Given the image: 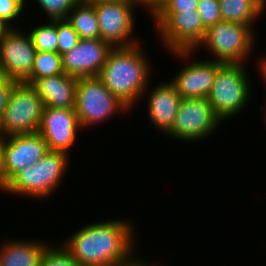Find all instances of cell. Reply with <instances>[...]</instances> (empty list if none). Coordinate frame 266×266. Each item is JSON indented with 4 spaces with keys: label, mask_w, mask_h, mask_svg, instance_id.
Returning <instances> with one entry per match:
<instances>
[{
    "label": "cell",
    "mask_w": 266,
    "mask_h": 266,
    "mask_svg": "<svg viewBox=\"0 0 266 266\" xmlns=\"http://www.w3.org/2000/svg\"><path fill=\"white\" fill-rule=\"evenodd\" d=\"M30 85L40 96L45 107L75 108L77 78L62 73L36 79Z\"/></svg>",
    "instance_id": "cell-17"
},
{
    "label": "cell",
    "mask_w": 266,
    "mask_h": 266,
    "mask_svg": "<svg viewBox=\"0 0 266 266\" xmlns=\"http://www.w3.org/2000/svg\"><path fill=\"white\" fill-rule=\"evenodd\" d=\"M113 47L98 39H80L69 52L62 55L64 73L75 78L97 77Z\"/></svg>",
    "instance_id": "cell-14"
},
{
    "label": "cell",
    "mask_w": 266,
    "mask_h": 266,
    "mask_svg": "<svg viewBox=\"0 0 266 266\" xmlns=\"http://www.w3.org/2000/svg\"><path fill=\"white\" fill-rule=\"evenodd\" d=\"M159 82L156 87L146 89L143 94L147 95V114L156 129L163 131L167 135L171 129L175 116L181 104V96L177 92L176 86L169 80ZM150 90V92H149ZM147 93V94H146ZM149 93V94H148Z\"/></svg>",
    "instance_id": "cell-16"
},
{
    "label": "cell",
    "mask_w": 266,
    "mask_h": 266,
    "mask_svg": "<svg viewBox=\"0 0 266 266\" xmlns=\"http://www.w3.org/2000/svg\"><path fill=\"white\" fill-rule=\"evenodd\" d=\"M79 0H36L40 9L46 12L47 19H66L68 13L73 9Z\"/></svg>",
    "instance_id": "cell-24"
},
{
    "label": "cell",
    "mask_w": 266,
    "mask_h": 266,
    "mask_svg": "<svg viewBox=\"0 0 266 266\" xmlns=\"http://www.w3.org/2000/svg\"><path fill=\"white\" fill-rule=\"evenodd\" d=\"M56 31L60 55L71 51L80 40L78 33L66 19L56 20Z\"/></svg>",
    "instance_id": "cell-23"
},
{
    "label": "cell",
    "mask_w": 266,
    "mask_h": 266,
    "mask_svg": "<svg viewBox=\"0 0 266 266\" xmlns=\"http://www.w3.org/2000/svg\"><path fill=\"white\" fill-rule=\"evenodd\" d=\"M199 0H162L151 11H197Z\"/></svg>",
    "instance_id": "cell-28"
},
{
    "label": "cell",
    "mask_w": 266,
    "mask_h": 266,
    "mask_svg": "<svg viewBox=\"0 0 266 266\" xmlns=\"http://www.w3.org/2000/svg\"><path fill=\"white\" fill-rule=\"evenodd\" d=\"M126 220L89 223L60 244L82 266H134L141 259L133 255L136 227Z\"/></svg>",
    "instance_id": "cell-1"
},
{
    "label": "cell",
    "mask_w": 266,
    "mask_h": 266,
    "mask_svg": "<svg viewBox=\"0 0 266 266\" xmlns=\"http://www.w3.org/2000/svg\"><path fill=\"white\" fill-rule=\"evenodd\" d=\"M176 59L189 60L174 74L171 82L176 86L182 99L207 98L214 84L218 68L223 64L211 59L195 60V51H171ZM193 54V55H192ZM193 57L194 59H189ZM191 60V61H190ZM186 64V65H185Z\"/></svg>",
    "instance_id": "cell-11"
},
{
    "label": "cell",
    "mask_w": 266,
    "mask_h": 266,
    "mask_svg": "<svg viewBox=\"0 0 266 266\" xmlns=\"http://www.w3.org/2000/svg\"><path fill=\"white\" fill-rule=\"evenodd\" d=\"M18 81L0 75V116H3L10 95Z\"/></svg>",
    "instance_id": "cell-29"
},
{
    "label": "cell",
    "mask_w": 266,
    "mask_h": 266,
    "mask_svg": "<svg viewBox=\"0 0 266 266\" xmlns=\"http://www.w3.org/2000/svg\"><path fill=\"white\" fill-rule=\"evenodd\" d=\"M221 123L207 98L182 99L167 136L196 143L214 134Z\"/></svg>",
    "instance_id": "cell-9"
},
{
    "label": "cell",
    "mask_w": 266,
    "mask_h": 266,
    "mask_svg": "<svg viewBox=\"0 0 266 266\" xmlns=\"http://www.w3.org/2000/svg\"><path fill=\"white\" fill-rule=\"evenodd\" d=\"M13 27L0 43V75L25 82L31 73L37 53L31 37Z\"/></svg>",
    "instance_id": "cell-12"
},
{
    "label": "cell",
    "mask_w": 266,
    "mask_h": 266,
    "mask_svg": "<svg viewBox=\"0 0 266 266\" xmlns=\"http://www.w3.org/2000/svg\"><path fill=\"white\" fill-rule=\"evenodd\" d=\"M0 266H40L46 249L51 245L37 239L1 241Z\"/></svg>",
    "instance_id": "cell-18"
},
{
    "label": "cell",
    "mask_w": 266,
    "mask_h": 266,
    "mask_svg": "<svg viewBox=\"0 0 266 266\" xmlns=\"http://www.w3.org/2000/svg\"><path fill=\"white\" fill-rule=\"evenodd\" d=\"M143 258H141L134 266H158L157 264H153V263H149L146 260H142ZM151 264V265H150ZM160 266V265H159Z\"/></svg>",
    "instance_id": "cell-35"
},
{
    "label": "cell",
    "mask_w": 266,
    "mask_h": 266,
    "mask_svg": "<svg viewBox=\"0 0 266 266\" xmlns=\"http://www.w3.org/2000/svg\"><path fill=\"white\" fill-rule=\"evenodd\" d=\"M219 3L223 21L248 26H254L266 9V0H219Z\"/></svg>",
    "instance_id": "cell-19"
},
{
    "label": "cell",
    "mask_w": 266,
    "mask_h": 266,
    "mask_svg": "<svg viewBox=\"0 0 266 266\" xmlns=\"http://www.w3.org/2000/svg\"><path fill=\"white\" fill-rule=\"evenodd\" d=\"M245 64H222L216 73L214 84L207 96L215 115L223 122L244 112L251 99L249 80Z\"/></svg>",
    "instance_id": "cell-4"
},
{
    "label": "cell",
    "mask_w": 266,
    "mask_h": 266,
    "mask_svg": "<svg viewBox=\"0 0 266 266\" xmlns=\"http://www.w3.org/2000/svg\"><path fill=\"white\" fill-rule=\"evenodd\" d=\"M66 20L78 33L80 39L100 38L98 18L92 1L79 0L68 13Z\"/></svg>",
    "instance_id": "cell-20"
},
{
    "label": "cell",
    "mask_w": 266,
    "mask_h": 266,
    "mask_svg": "<svg viewBox=\"0 0 266 266\" xmlns=\"http://www.w3.org/2000/svg\"><path fill=\"white\" fill-rule=\"evenodd\" d=\"M258 63V70L260 71V75L262 76V80L265 84V89H266V55L264 56V54L262 55V58H259V61H257Z\"/></svg>",
    "instance_id": "cell-32"
},
{
    "label": "cell",
    "mask_w": 266,
    "mask_h": 266,
    "mask_svg": "<svg viewBox=\"0 0 266 266\" xmlns=\"http://www.w3.org/2000/svg\"><path fill=\"white\" fill-rule=\"evenodd\" d=\"M148 14H151L156 35L169 53L194 51L204 40L207 28L198 11H150Z\"/></svg>",
    "instance_id": "cell-6"
},
{
    "label": "cell",
    "mask_w": 266,
    "mask_h": 266,
    "mask_svg": "<svg viewBox=\"0 0 266 266\" xmlns=\"http://www.w3.org/2000/svg\"><path fill=\"white\" fill-rule=\"evenodd\" d=\"M70 154L49 151L37 163L17 173L5 193L42 200L52 196L69 169Z\"/></svg>",
    "instance_id": "cell-3"
},
{
    "label": "cell",
    "mask_w": 266,
    "mask_h": 266,
    "mask_svg": "<svg viewBox=\"0 0 266 266\" xmlns=\"http://www.w3.org/2000/svg\"><path fill=\"white\" fill-rule=\"evenodd\" d=\"M48 22L36 25L37 27L29 30V36L37 51L57 52L58 36L56 31V20H47Z\"/></svg>",
    "instance_id": "cell-22"
},
{
    "label": "cell",
    "mask_w": 266,
    "mask_h": 266,
    "mask_svg": "<svg viewBox=\"0 0 266 266\" xmlns=\"http://www.w3.org/2000/svg\"><path fill=\"white\" fill-rule=\"evenodd\" d=\"M44 107V102L30 84L18 82L3 114L8 136L37 133Z\"/></svg>",
    "instance_id": "cell-10"
},
{
    "label": "cell",
    "mask_w": 266,
    "mask_h": 266,
    "mask_svg": "<svg viewBox=\"0 0 266 266\" xmlns=\"http://www.w3.org/2000/svg\"><path fill=\"white\" fill-rule=\"evenodd\" d=\"M96 2H117V1H126V2H142L141 0H89Z\"/></svg>",
    "instance_id": "cell-36"
},
{
    "label": "cell",
    "mask_w": 266,
    "mask_h": 266,
    "mask_svg": "<svg viewBox=\"0 0 266 266\" xmlns=\"http://www.w3.org/2000/svg\"><path fill=\"white\" fill-rule=\"evenodd\" d=\"M59 246V247H58ZM53 247L50 245L41 260L40 266H82L78 263L61 244Z\"/></svg>",
    "instance_id": "cell-25"
},
{
    "label": "cell",
    "mask_w": 266,
    "mask_h": 266,
    "mask_svg": "<svg viewBox=\"0 0 266 266\" xmlns=\"http://www.w3.org/2000/svg\"><path fill=\"white\" fill-rule=\"evenodd\" d=\"M9 185V181L6 175L5 170V161H4V151H3V145L0 143V191L6 192Z\"/></svg>",
    "instance_id": "cell-30"
},
{
    "label": "cell",
    "mask_w": 266,
    "mask_h": 266,
    "mask_svg": "<svg viewBox=\"0 0 266 266\" xmlns=\"http://www.w3.org/2000/svg\"><path fill=\"white\" fill-rule=\"evenodd\" d=\"M92 2L98 18L101 40L112 47H129L141 43L133 35L136 30L134 11L138 6L143 7L142 2Z\"/></svg>",
    "instance_id": "cell-8"
},
{
    "label": "cell",
    "mask_w": 266,
    "mask_h": 266,
    "mask_svg": "<svg viewBox=\"0 0 266 266\" xmlns=\"http://www.w3.org/2000/svg\"><path fill=\"white\" fill-rule=\"evenodd\" d=\"M140 44L113 47L97 76L130 111L142 99L151 82V60Z\"/></svg>",
    "instance_id": "cell-2"
},
{
    "label": "cell",
    "mask_w": 266,
    "mask_h": 266,
    "mask_svg": "<svg viewBox=\"0 0 266 266\" xmlns=\"http://www.w3.org/2000/svg\"><path fill=\"white\" fill-rule=\"evenodd\" d=\"M8 134L5 130L3 116H0V143L5 141L8 138Z\"/></svg>",
    "instance_id": "cell-34"
},
{
    "label": "cell",
    "mask_w": 266,
    "mask_h": 266,
    "mask_svg": "<svg viewBox=\"0 0 266 266\" xmlns=\"http://www.w3.org/2000/svg\"><path fill=\"white\" fill-rule=\"evenodd\" d=\"M143 8L145 7L150 12L162 0H141Z\"/></svg>",
    "instance_id": "cell-33"
},
{
    "label": "cell",
    "mask_w": 266,
    "mask_h": 266,
    "mask_svg": "<svg viewBox=\"0 0 266 266\" xmlns=\"http://www.w3.org/2000/svg\"><path fill=\"white\" fill-rule=\"evenodd\" d=\"M2 145L8 181L49 152L46 141L38 132L9 136Z\"/></svg>",
    "instance_id": "cell-15"
},
{
    "label": "cell",
    "mask_w": 266,
    "mask_h": 266,
    "mask_svg": "<svg viewBox=\"0 0 266 266\" xmlns=\"http://www.w3.org/2000/svg\"><path fill=\"white\" fill-rule=\"evenodd\" d=\"M14 25V26H13ZM12 26L7 23L5 20L0 18V43L2 42V40L4 39V37L6 36V34L16 25L13 24Z\"/></svg>",
    "instance_id": "cell-31"
},
{
    "label": "cell",
    "mask_w": 266,
    "mask_h": 266,
    "mask_svg": "<svg viewBox=\"0 0 266 266\" xmlns=\"http://www.w3.org/2000/svg\"><path fill=\"white\" fill-rule=\"evenodd\" d=\"M62 73V55L57 52L37 51L31 73L25 83L31 84L36 79Z\"/></svg>",
    "instance_id": "cell-21"
},
{
    "label": "cell",
    "mask_w": 266,
    "mask_h": 266,
    "mask_svg": "<svg viewBox=\"0 0 266 266\" xmlns=\"http://www.w3.org/2000/svg\"><path fill=\"white\" fill-rule=\"evenodd\" d=\"M197 11L206 28L211 27L216 22L222 21L219 0H199Z\"/></svg>",
    "instance_id": "cell-26"
},
{
    "label": "cell",
    "mask_w": 266,
    "mask_h": 266,
    "mask_svg": "<svg viewBox=\"0 0 266 266\" xmlns=\"http://www.w3.org/2000/svg\"><path fill=\"white\" fill-rule=\"evenodd\" d=\"M265 108H266V107H265ZM264 113H265V114L263 115V117H265V118H264V119H265L264 122H265V124H266V109H265Z\"/></svg>",
    "instance_id": "cell-37"
},
{
    "label": "cell",
    "mask_w": 266,
    "mask_h": 266,
    "mask_svg": "<svg viewBox=\"0 0 266 266\" xmlns=\"http://www.w3.org/2000/svg\"><path fill=\"white\" fill-rule=\"evenodd\" d=\"M78 131L82 128L75 109L44 107L38 133L46 141L49 151L70 154L80 133Z\"/></svg>",
    "instance_id": "cell-13"
},
{
    "label": "cell",
    "mask_w": 266,
    "mask_h": 266,
    "mask_svg": "<svg viewBox=\"0 0 266 266\" xmlns=\"http://www.w3.org/2000/svg\"><path fill=\"white\" fill-rule=\"evenodd\" d=\"M255 32L253 26L222 20L207 28L204 40L194 51L204 46L213 54L211 60L224 64H248L256 43Z\"/></svg>",
    "instance_id": "cell-5"
},
{
    "label": "cell",
    "mask_w": 266,
    "mask_h": 266,
    "mask_svg": "<svg viewBox=\"0 0 266 266\" xmlns=\"http://www.w3.org/2000/svg\"><path fill=\"white\" fill-rule=\"evenodd\" d=\"M26 2V0H0V18L10 25L17 22L16 19L24 15L21 13L25 11ZM14 20L15 22H13Z\"/></svg>",
    "instance_id": "cell-27"
},
{
    "label": "cell",
    "mask_w": 266,
    "mask_h": 266,
    "mask_svg": "<svg viewBox=\"0 0 266 266\" xmlns=\"http://www.w3.org/2000/svg\"><path fill=\"white\" fill-rule=\"evenodd\" d=\"M74 109L82 129L103 124L114 114L130 110L98 77L77 78Z\"/></svg>",
    "instance_id": "cell-7"
}]
</instances>
